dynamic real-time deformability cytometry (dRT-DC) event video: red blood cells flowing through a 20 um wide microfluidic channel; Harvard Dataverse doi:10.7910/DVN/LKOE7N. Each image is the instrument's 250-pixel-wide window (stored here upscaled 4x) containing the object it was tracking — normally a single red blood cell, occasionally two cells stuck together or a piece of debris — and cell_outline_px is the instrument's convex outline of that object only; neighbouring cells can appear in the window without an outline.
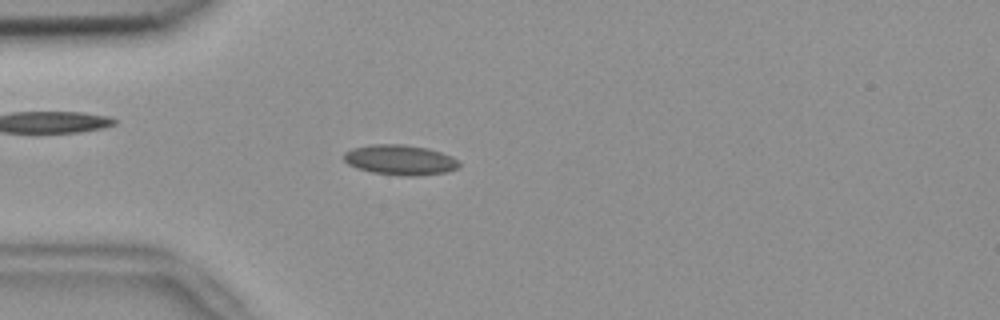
{"species": "common noctule bat (a hibernating species)", "species_latin": "Nyctalus noctula", "temperature_condition": "room temperature", "stored_images_in_passage": 53, "camera_frame_rate_fps": 3000, "um_per_image_px": 0.085, "animal": {"sex": "female", "body_mass_g": 18.4}, "frame": {"image": 1, "passage_image": 14, "time_ms": 4.333, "image_size_px": [1000, 320], "cell_outline_px": [[460, 164], [456, 168], [448, 172], [412, 176], [408, 176], [372, 172], [356, 168], [348, 164], [344, 160], [344, 152], [352, 148], [372, 144], [404, 144], [428, 148], [452, 156], [460, 160]], "centroid_in_image_um": [34.01, 13.58], "position_along_channel_um": 51.0, "area_um2": 20.29}}
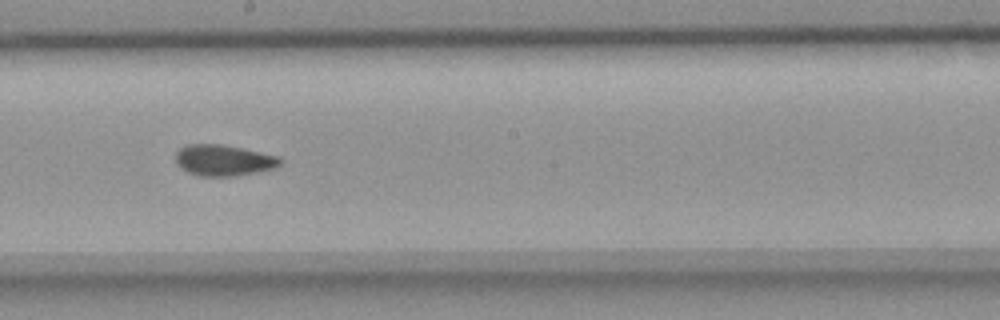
{"frame": {"image": 2, "passage_image": 29, "time_ms": 9.333, "image_size_px": [1000, 320], "cell_outline_px": [[284, 160], [280, 164], [272, 168], [256, 172], [232, 176], [200, 176], [188, 172], [176, 164], [176, 152], [180, 148], [188, 144], [224, 144], [244, 148], [280, 156]], "centroid_in_image_um": [19.02, 13.61], "position_along_channel_um": 229.2, "area_um2": 19.02}}
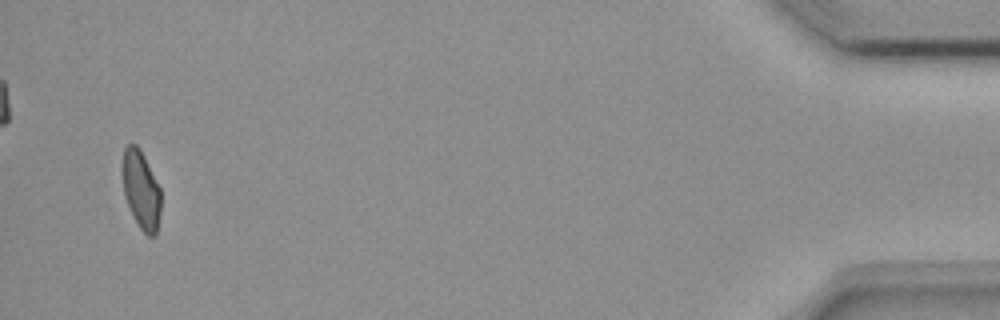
{"frame": {"image": 3, "passage_image": 51, "time_ms": 16.667, "image_size_px": [1000, 320], "cell_outline_px": [[160, 212], [156, 236], [148, 236], [140, 228], [132, 216], [124, 196], [120, 172], [120, 164], [124, 148], [128, 144], [136, 144], [140, 148], [160, 188]], "centroid_in_image_um": [11.94, 16.1], "position_along_channel_um": 423.3, "area_um2": 18.03}, "authors_computed_cell_mechanics": {"area_um2": 18.8428, "velocity_mm_per_s": 3.7759, "shape_relaxation_time_tau1_ms": null, "shape_relaxation_time_tau2_ms": 2.5034, "deformation_change_tau1": null, "deformation_change_tau2": 0.0633}}